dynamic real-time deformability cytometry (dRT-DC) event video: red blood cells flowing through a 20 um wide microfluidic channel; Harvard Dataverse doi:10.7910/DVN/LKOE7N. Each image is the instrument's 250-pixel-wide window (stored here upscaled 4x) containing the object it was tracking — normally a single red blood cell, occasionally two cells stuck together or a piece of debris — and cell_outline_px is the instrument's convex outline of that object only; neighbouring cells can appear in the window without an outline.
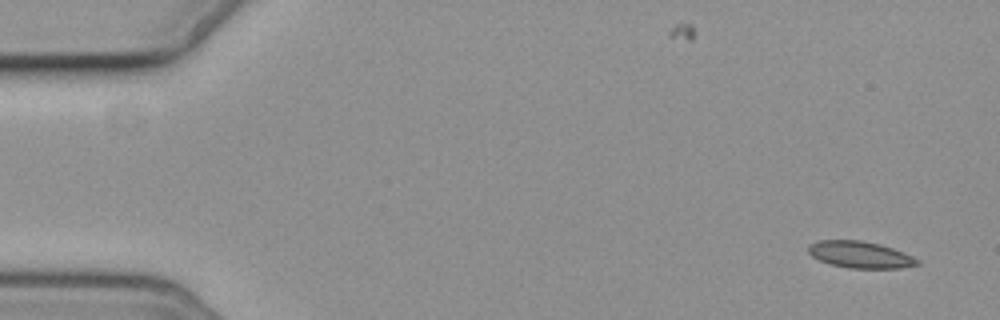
{"species": "common noctule bat (a hibernating species)", "species_latin": "Nyctalus noctula", "temperature_condition": "cold", "stored_images_in_passage": 5, "camera_frame_rate_fps": 3000, "um_per_image_px": 0.085, "animal": {"sex": "female", "body_mass_g": 19.3, "forearm_length_mm": 54.1}, "frame": {"image": 1, "passage_image": 1, "time_ms": 0.0, "image_size_px": [1000, 320], "cell_outline_px": [[920, 264], [900, 268], [848, 268], [832, 264], [820, 260], [812, 256], [808, 252], [808, 244], [820, 240], [860, 240], [880, 244], [904, 252], [920, 260]], "centroid_in_image_um": [73.12, 21.64], "position_along_channel_um": 11.9, "area_um2": 16.94}}
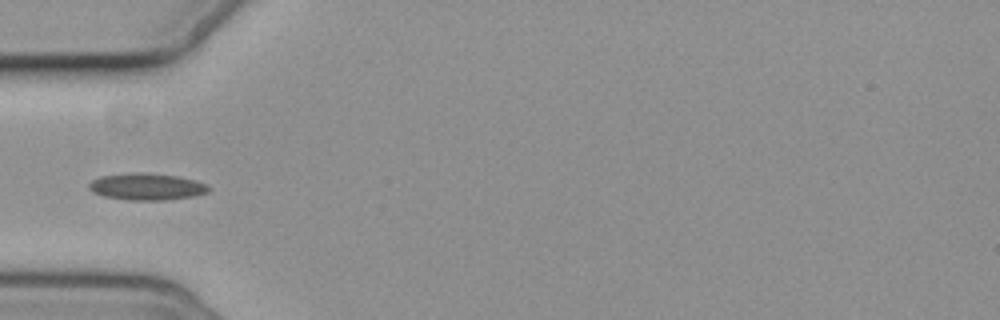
{"frame": {"image": 2, "passage_image": 5, "time_ms": 5.333, "image_size_px": [1000, 320], "cell_outline_px": [[212, 188], [208, 192], [196, 196], [164, 200], [128, 200], [104, 196], [92, 192], [88, 188], [88, 184], [92, 180], [100, 176], [136, 172], [144, 172], [176, 176], [196, 180], [208, 184]], "centroid_in_image_um": [12.5, 15.86], "position_along_channel_um": 72.5, "area_um2": 18.9}}